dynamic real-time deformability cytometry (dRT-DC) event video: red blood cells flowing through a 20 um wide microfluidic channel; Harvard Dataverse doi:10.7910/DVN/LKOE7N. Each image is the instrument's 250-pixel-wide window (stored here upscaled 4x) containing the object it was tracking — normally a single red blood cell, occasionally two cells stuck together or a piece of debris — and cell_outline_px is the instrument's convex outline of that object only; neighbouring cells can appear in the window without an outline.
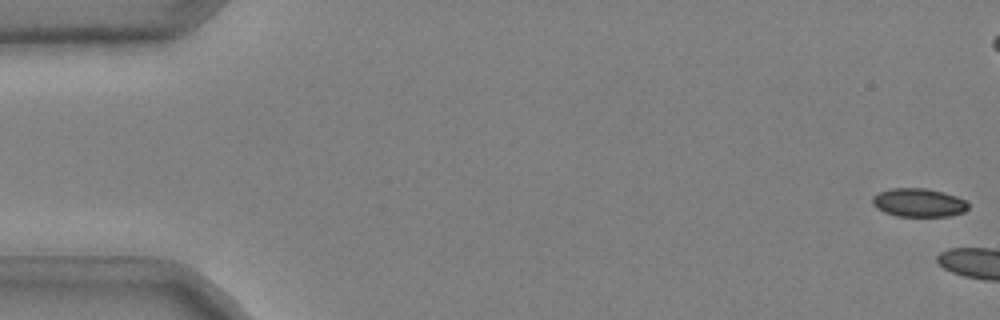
{"species": "common noctule bat (a hibernating species)", "species_latin": "Nyctalus noctula", "temperature_condition": "cold", "stored_images_in_passage": 5, "camera_frame_rate_fps": 3000, "um_per_image_px": 0.085, "animal": {"sex": "male", "body_mass_g": 20.4}, "frame": {"image": 1, "passage_image": 1, "time_ms": 0.0, "image_size_px": [1000, 320], "cell_outline_px": [[968, 208], [964, 212], [948, 216], [896, 216], [884, 212], [876, 208], [872, 204], [872, 196], [880, 192], [892, 188], [924, 188], [944, 192], [956, 196], [964, 200], [968, 204]], "centroid_in_image_um": [78.06, 17.22], "position_along_channel_um": 6.9, "area_um2": 15.9}}